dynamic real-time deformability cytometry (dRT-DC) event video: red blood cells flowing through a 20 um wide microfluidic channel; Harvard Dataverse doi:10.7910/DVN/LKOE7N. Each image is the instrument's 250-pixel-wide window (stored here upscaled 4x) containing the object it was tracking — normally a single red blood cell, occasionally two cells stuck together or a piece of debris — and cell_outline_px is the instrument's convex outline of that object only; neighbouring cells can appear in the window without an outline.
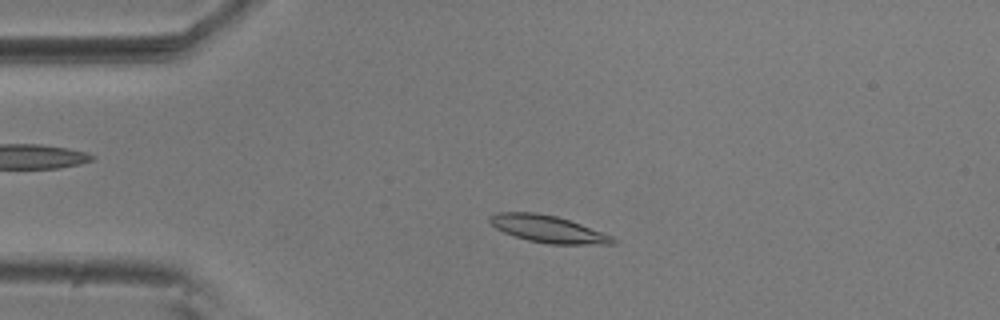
{"species": "common noctule bat (a hibernating species)", "species_latin": "Nyctalus noctula", "temperature_condition": "room temperature", "stored_images_in_passage": 52, "camera_frame_rate_fps": 3000, "um_per_image_px": 0.085, "animal": {"sex": "male", "body_mass_g": 20.5, "forearm_length_mm": 52.5}, "frame": {"image": 1, "passage_image": 10, "time_ms": 3.0, "image_size_px": [1000, 320], "cell_outline_px": [[616, 244], [548, 244], [528, 240], [504, 232], [496, 228], [488, 220], [488, 216], [496, 212], [536, 212], [556, 216], [580, 224], [612, 236], [616, 240]], "centroid_in_image_um": [46.55, 19.46], "position_along_channel_um": 38.5, "area_um2": 19.25}}
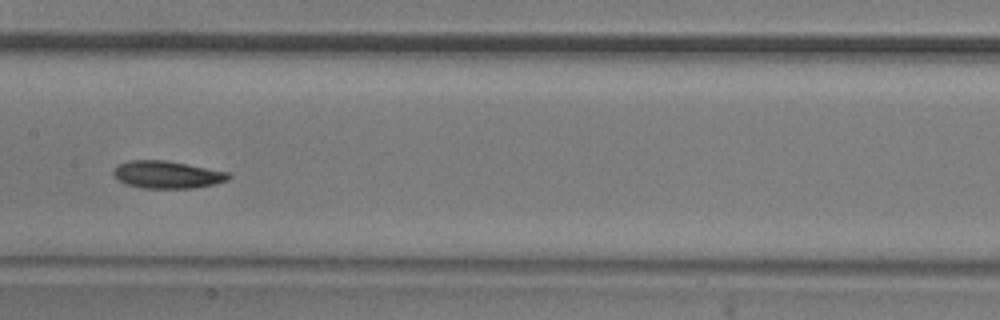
{"frame": {"image": 2, "passage_image": 25, "time_ms": 8.0, "image_size_px": [1000, 320], "cell_outline_px": [[232, 176], [228, 180], [196, 188], [144, 188], [124, 184], [116, 180], [112, 172], [120, 164], [128, 160], [164, 160], [228, 172]], "centroid_in_image_um": [14.17, 14.85], "position_along_channel_um": 193.2, "area_um2": 18.32}}
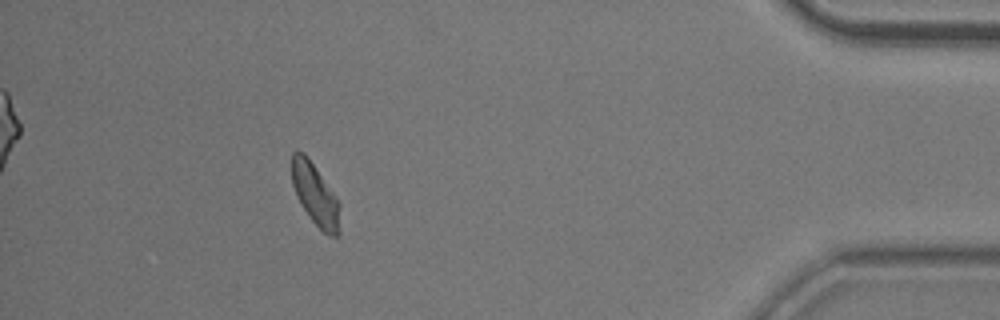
{"frame": {"image": 3, "passage_image": 47, "time_ms": 15.333, "image_size_px": [1000, 320], "cell_outline_px": [[340, 236], [332, 236], [324, 232], [312, 220], [296, 196], [292, 184], [292, 152], [304, 152], [332, 192], [340, 204]], "centroid_in_image_um": [26.81, 16.58], "position_along_channel_um": 408.4, "area_um2": 16.88}, "authors_computed_cell_mechanics": {"area_um2": 18.0914, "velocity_mm_per_s": 3.6765, "shape_relaxation_time_tau1_ms": 3.0611, "shape_relaxation_time_tau2_ms": 5.2038, "deformation_change_tau1": 0.1081, "deformation_change_tau2": 0.0881}}